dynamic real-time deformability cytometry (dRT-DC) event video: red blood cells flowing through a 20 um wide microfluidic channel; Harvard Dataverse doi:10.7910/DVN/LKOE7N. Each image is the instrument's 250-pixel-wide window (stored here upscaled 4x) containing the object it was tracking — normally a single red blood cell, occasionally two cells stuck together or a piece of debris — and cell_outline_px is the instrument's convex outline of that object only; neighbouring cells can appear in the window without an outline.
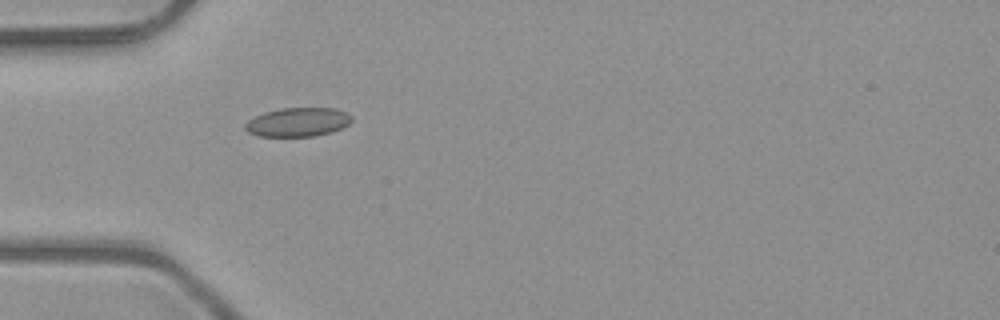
{"species": "common noctule bat (a hibernating species)", "species_latin": "Nyctalus noctula", "temperature_condition": "room temperature", "stored_images_in_passage": 5, "camera_frame_rate_fps": 3000, "um_per_image_px": 0.085, "animal": {"sex": "male", "body_mass_g": 23.1, "forearm_length_mm": 52.7}, "frame": {"image": 1, "passage_image": 4, "time_ms": 1.0, "image_size_px": [1000, 320], "cell_outline_px": [[352, 120], [348, 124], [332, 132], [316, 136], [260, 136], [248, 132], [244, 128], [244, 124], [248, 120], [264, 112], [280, 108], [336, 108], [352, 116]], "centroid_in_image_um": [25.3, 10.38], "position_along_channel_um": 59.7, "area_um2": 17.92}}
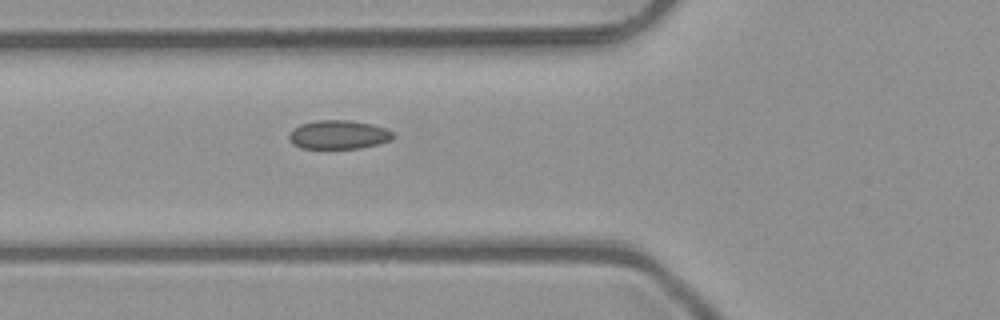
{"frame": {"image": 2, "passage_image": 5, "time_ms": 1.333, "image_size_px": [1000, 320], "cell_outline_px": [[396, 136], [392, 140], [360, 148], [300, 148], [292, 144], [288, 136], [288, 132], [292, 128], [300, 124], [316, 120], [348, 120], [372, 124], [384, 128], [392, 132]], "centroid_in_image_um": [28.74, 11.44], "position_along_channel_um": 97.1, "area_um2": 17.57}}